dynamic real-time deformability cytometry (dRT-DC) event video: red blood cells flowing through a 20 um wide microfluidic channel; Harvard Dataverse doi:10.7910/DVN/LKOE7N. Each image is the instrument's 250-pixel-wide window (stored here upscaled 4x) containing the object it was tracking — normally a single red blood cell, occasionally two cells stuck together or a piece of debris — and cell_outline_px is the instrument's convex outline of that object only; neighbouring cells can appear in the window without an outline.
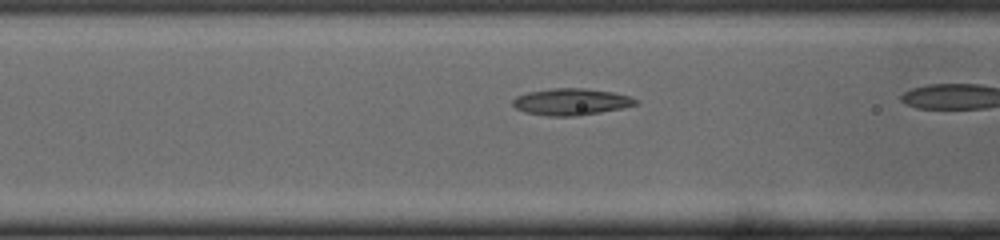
{"species": "common noctule bat (a hibernating species)", "species_latin": "Nyctalus noctula", "temperature_condition": "cold", "stored_images_in_passage": 27, "camera_frame_rate_fps": 3000, "um_per_image_px": 0.085, "animal": {"sex": "male", "body_mass_g": 19.0, "forearm_length_mm": 50.8}, "frame": {"image": 1, "passage_image": 8, "time_ms": 2.333, "image_size_px": [1000, 240], "cell_outline_px": [[640, 104], [600, 112], [576, 116], [548, 116], [524, 112], [516, 108], [512, 104], [512, 100], [516, 96], [528, 92], [552, 88], [584, 88], [612, 92], [628, 96], [640, 100]], "centroid_in_image_um": [48.54, 8.65], "position_along_channel_um": 118.1, "area_um2": 19.13}}
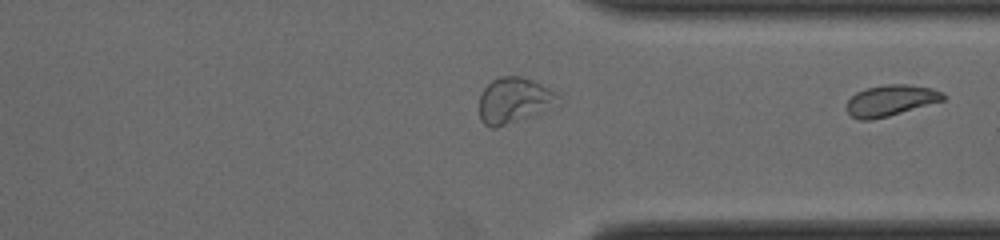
{"frame": {"image": 2, "passage_image": 27, "time_ms": 8.667, "image_size_px": [1000, 240], "cell_outline_px": [[944, 100], [888, 116], [872, 120], [860, 120], [852, 116], [844, 108], [848, 100], [856, 92], [864, 88], [884, 84], [908, 84], [932, 88], [940, 92], [944, 96]], "centroid_in_image_um": [75.64, 8.53], "position_along_channel_um": 335.8, "area_um2": 17.46}}